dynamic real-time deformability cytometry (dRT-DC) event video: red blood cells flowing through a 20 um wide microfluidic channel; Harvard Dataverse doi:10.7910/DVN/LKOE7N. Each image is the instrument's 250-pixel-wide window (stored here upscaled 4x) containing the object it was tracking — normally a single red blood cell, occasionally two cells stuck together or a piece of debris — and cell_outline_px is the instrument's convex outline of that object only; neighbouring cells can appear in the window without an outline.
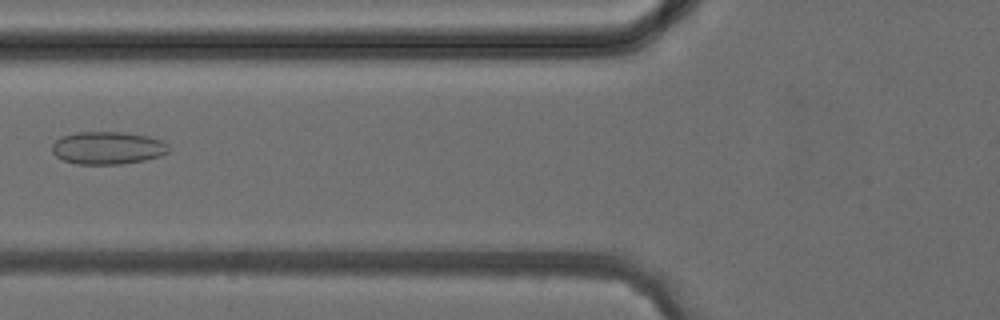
{"species": "common noctule bat (a hibernating species)", "species_latin": "Nyctalus noctula", "temperature_condition": "cold", "stored_images_in_passage": 5, "camera_frame_rate_fps": 3000, "um_per_image_px": 0.085, "animal": {"sex": "female", "body_mass_g": 24.6, "forearm_length_mm": 56.2}, "frame": {"image": 1, "passage_image": 5, "time_ms": 4.667, "image_size_px": [1000, 320], "cell_outline_px": [[168, 152], [160, 156], [144, 160], [120, 164], [76, 164], [64, 160], [56, 156], [52, 152], [52, 144], [56, 140], [64, 136], [76, 132], [124, 132], [148, 136], [160, 140], [168, 144]], "centroid_in_image_um": [9.15, 12.57], "position_along_channel_um": 116.7, "area_um2": 22.14}}